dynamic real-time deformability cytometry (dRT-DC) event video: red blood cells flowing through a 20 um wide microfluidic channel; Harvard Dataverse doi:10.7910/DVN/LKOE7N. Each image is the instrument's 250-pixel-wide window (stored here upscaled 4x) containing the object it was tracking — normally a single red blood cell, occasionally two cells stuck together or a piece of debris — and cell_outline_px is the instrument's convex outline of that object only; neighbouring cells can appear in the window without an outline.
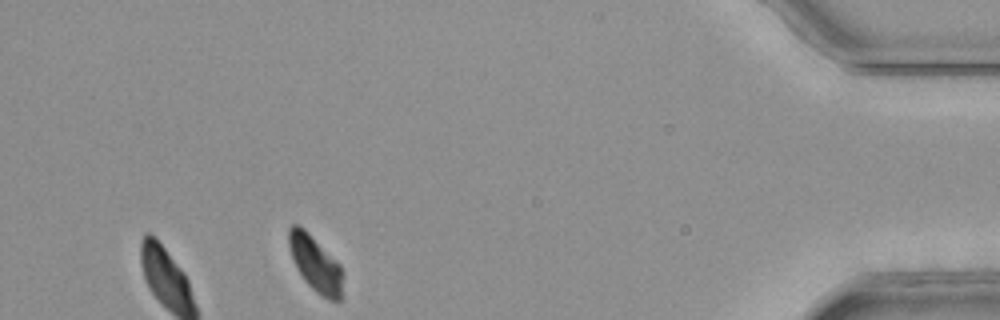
{"species": "common noctule bat (a hibernating species)", "species_latin": "Nyctalus noctula", "temperature_condition": "room temperature", "stored_images_in_passage": 37, "camera_frame_rate_fps": 3000, "um_per_image_px": 0.085, "animal": {"sex": "female", "body_mass_g": 25.1}, "frame": {"image": 1, "passage_image": 37, "time_ms": 12.0, "image_size_px": [1000, 320], "cell_outline_px": [[340, 300], [328, 300], [320, 296], [304, 280], [296, 268], [288, 244], [288, 228], [292, 224], [296, 224], [304, 228], [340, 264]], "centroid_in_image_um": [26.75, 22.38], "position_along_channel_um": 408.5, "area_um2": 17.11}, "authors_computed_cell_mechanics": {"area_um2": 18.6116, "velocity_mm_per_s": 3.7249, "shape_relaxation_time_tau1_ms": 3.9038, "shape_relaxation_time_tau2_ms": null, "deformation_change_tau1": 0.0963, "deformation_change_tau2": null}}